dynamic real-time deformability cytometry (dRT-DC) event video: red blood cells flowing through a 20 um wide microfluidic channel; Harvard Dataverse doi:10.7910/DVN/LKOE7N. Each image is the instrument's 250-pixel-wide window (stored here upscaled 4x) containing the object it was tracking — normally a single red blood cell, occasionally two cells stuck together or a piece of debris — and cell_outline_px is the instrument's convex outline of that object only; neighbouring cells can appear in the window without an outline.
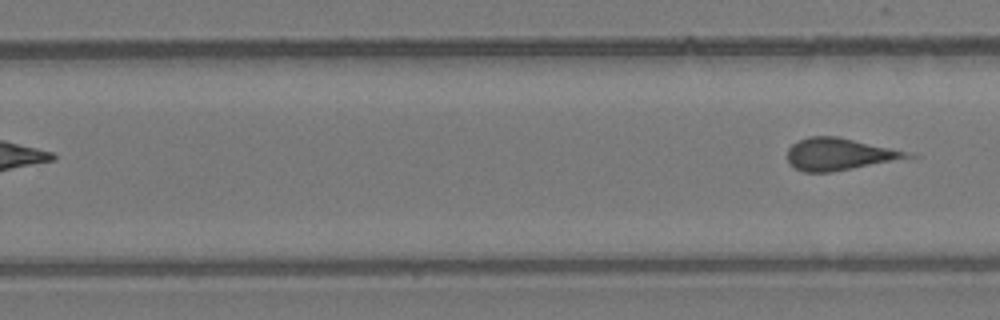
{"species": "common noctule bat (a hibernating species)", "species_latin": "Nyctalus noctula", "temperature_condition": "room temperature", "stored_images_in_passage": 7, "segment_of_instrument_passage": [2, 2], "camera_frame_rate_fps": 3000, "um_per_image_px": 0.085, "animal": {"sex": "female", "body_mass_g": 24.6, "forearm_length_mm": 56.2}, "frame": {"image": 1, "passage_image": 7, "time_ms": 2.0, "image_size_px": [1000, 320], "cell_outline_px": [[920, 156], [832, 172], [804, 172], [796, 168], [788, 160], [788, 148], [792, 144], [808, 136], [836, 136], [888, 148]], "centroid_in_image_um": [71.3, 13.11], "position_along_channel_um": 258.5, "area_um2": 21.96}}